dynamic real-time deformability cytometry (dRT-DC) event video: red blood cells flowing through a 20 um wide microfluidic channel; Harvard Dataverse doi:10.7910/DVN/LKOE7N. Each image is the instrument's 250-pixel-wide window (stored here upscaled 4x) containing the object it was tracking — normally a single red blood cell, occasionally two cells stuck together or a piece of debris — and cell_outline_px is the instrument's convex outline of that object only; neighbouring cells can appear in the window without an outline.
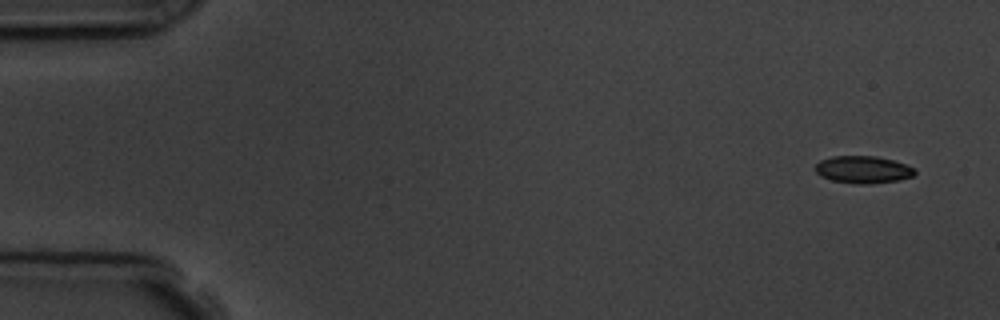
{"species": "common noctule bat (a hibernating species)", "species_latin": "Nyctalus noctula", "temperature_condition": "room temperature", "stored_images_in_passage": 5, "camera_frame_rate_fps": 3000, "um_per_image_px": 0.085, "animal": {"sex": "male", "body_mass_g": 19.5, "forearm_length_mm": 54.6}, "frame": {"image": 1, "passage_image": 2, "time_ms": 1.0, "image_size_px": [1000, 320], "cell_outline_px": [[916, 172], [912, 176], [900, 180], [872, 184], [856, 184], [832, 180], [820, 176], [816, 172], [816, 164], [820, 160], [832, 156], [876, 156], [892, 160], [904, 164], [912, 168]], "centroid_in_image_um": [73.34, 14.42], "position_along_channel_um": 11.7, "area_um2": 15.78}}
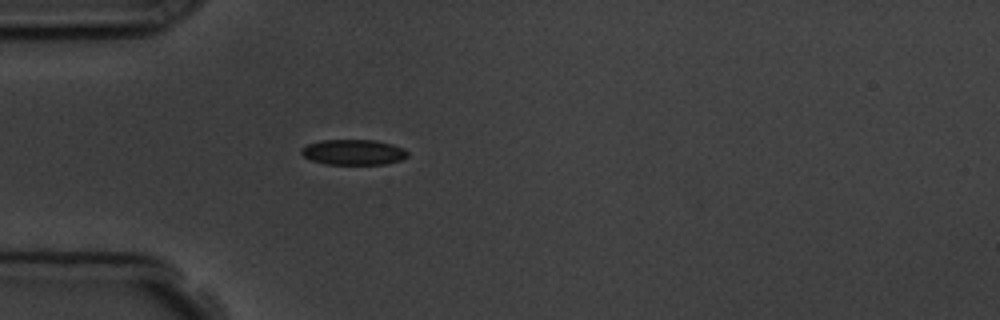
{"frame": {"image": 2, "passage_image": 5, "time_ms": 5.333, "image_size_px": [1000, 320], "cell_outline_px": [[408, 156], [400, 160], [388, 164], [324, 164], [312, 160], [304, 156], [300, 152], [300, 148], [308, 144], [324, 140], [376, 140], [392, 144], [404, 148], [408, 152]], "centroid_in_image_um": [30.06, 12.93], "position_along_channel_um": 54.9, "area_um2": 15.78}}